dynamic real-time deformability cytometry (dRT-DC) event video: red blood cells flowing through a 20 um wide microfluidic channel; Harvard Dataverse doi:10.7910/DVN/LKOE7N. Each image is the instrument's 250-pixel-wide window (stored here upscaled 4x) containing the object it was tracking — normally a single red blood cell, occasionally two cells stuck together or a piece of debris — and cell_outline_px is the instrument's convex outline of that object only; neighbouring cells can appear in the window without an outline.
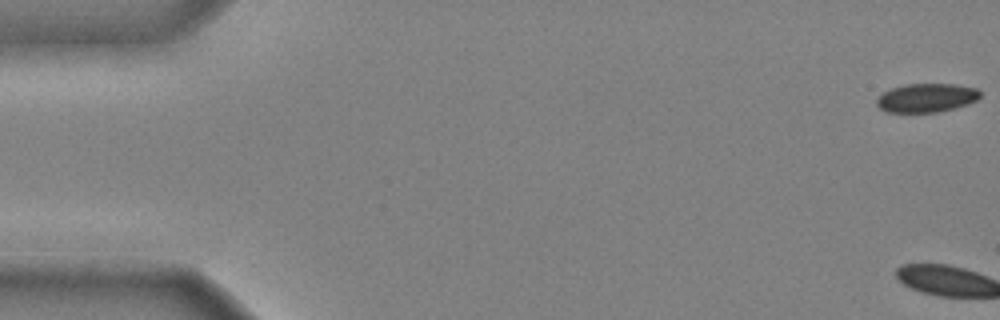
{"species": "common noctule bat (a hibernating species)", "species_latin": "Nyctalus noctula", "temperature_condition": "cold", "stored_images_in_passage": 3, "camera_frame_rate_fps": 3000, "um_per_image_px": 0.085, "animal": {"sex": "male", "body_mass_g": 20.4}, "frame": {"image": 1, "passage_image": 1, "time_ms": 0.0, "image_size_px": [1000, 320], "cell_outline_px": [[980, 96], [976, 100], [968, 104], [956, 108], [936, 112], [884, 112], [876, 104], [876, 100], [884, 92], [892, 88], [904, 84], [956, 84], [976, 88], [980, 92]], "centroid_in_image_um": [78.75, 8.32], "position_along_channel_um": 6.2, "area_um2": 17.34}}